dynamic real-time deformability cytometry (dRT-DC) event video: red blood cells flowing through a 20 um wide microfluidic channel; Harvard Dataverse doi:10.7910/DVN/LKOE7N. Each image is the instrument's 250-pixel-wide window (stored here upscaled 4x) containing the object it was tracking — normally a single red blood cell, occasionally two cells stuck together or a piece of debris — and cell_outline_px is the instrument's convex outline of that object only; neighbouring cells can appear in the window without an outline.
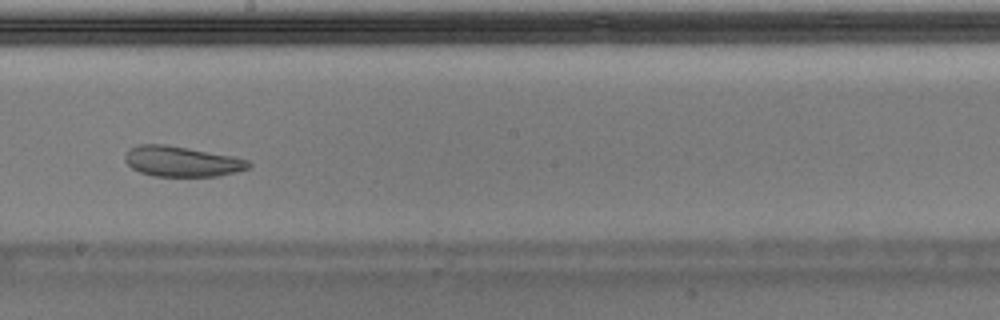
{"species": "Egyptian fruit bat (a non-hibernating species)", "species_latin": "Rousettus aegyptiacus", "temperature_condition": "warm", "stored_images_in_passage": 40, "camera_frame_rate_fps": 3000, "um_per_image_px": 0.085, "animal": {"sex": "male"}, "frame": {"image": 1, "passage_image": 23, "time_ms": 7.333, "image_size_px": [1000, 320], "cell_outline_px": [[252, 164], [248, 168], [236, 172], [220, 176], [152, 176], [140, 172], [132, 168], [124, 160], [124, 156], [132, 148], [140, 144], [164, 144], [188, 148], [232, 156], [248, 160]], "centroid_in_image_um": [15.46, 13.73], "position_along_channel_um": 232.7, "area_um2": 21.73}}